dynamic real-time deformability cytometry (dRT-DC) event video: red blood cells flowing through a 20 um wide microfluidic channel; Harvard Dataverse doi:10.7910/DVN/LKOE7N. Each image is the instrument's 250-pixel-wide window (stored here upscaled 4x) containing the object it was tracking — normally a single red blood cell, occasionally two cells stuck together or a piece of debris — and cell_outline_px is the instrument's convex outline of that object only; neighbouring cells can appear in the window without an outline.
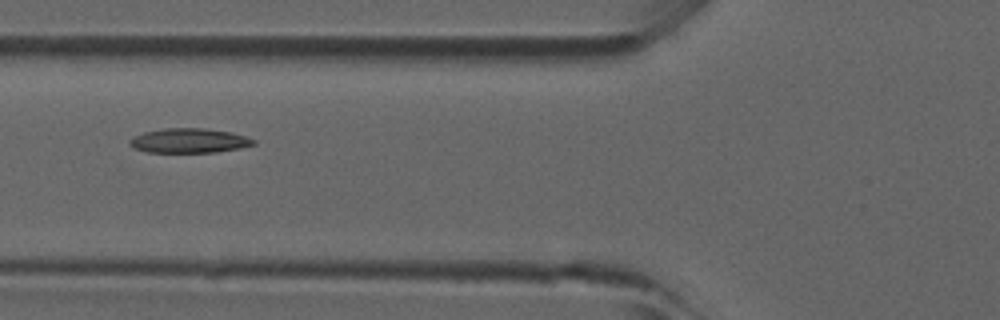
{"species": "common noctule bat (a hibernating species)", "species_latin": "Nyctalus noctula", "temperature_condition": "room temperature", "stored_images_in_passage": 19, "camera_frame_rate_fps": 3000, "um_per_image_px": 0.085, "animal": {"sex": "male", "forearm_length_mm": 52.5}, "frame": {"image": 1, "passage_image": 11, "time_ms": 3.333, "image_size_px": [1000, 320], "cell_outline_px": [[256, 144], [240, 148], [216, 152], [148, 152], [136, 148], [128, 144], [128, 140], [144, 132], [164, 128], [204, 128], [232, 132], [256, 140]], "centroid_in_image_um": [16.1, 11.95], "position_along_channel_um": 109.7, "area_um2": 17.63}}